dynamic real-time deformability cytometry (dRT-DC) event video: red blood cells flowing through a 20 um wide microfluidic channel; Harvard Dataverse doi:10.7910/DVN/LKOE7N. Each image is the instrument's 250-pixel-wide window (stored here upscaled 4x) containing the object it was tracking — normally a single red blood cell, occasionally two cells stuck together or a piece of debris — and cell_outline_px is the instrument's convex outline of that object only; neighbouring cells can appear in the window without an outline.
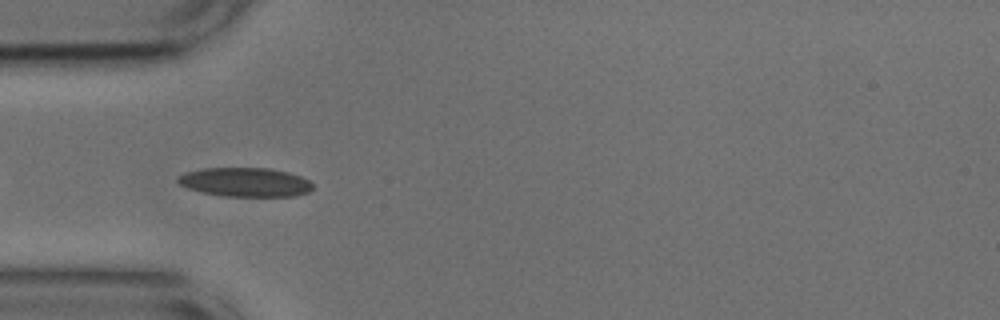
{"species": "common noctule bat (a hibernating species)", "species_latin": "Nyctalus noctula", "temperature_condition": "cold", "stored_images_in_passage": 6, "camera_frame_rate_fps": 3000, "um_per_image_px": 0.085, "animal": {"sex": "male", "body_mass_g": 17.9, "forearm_length_mm": 54.2}, "frame": {"image": 1, "passage_image": 3, "time_ms": 0.667, "image_size_px": [1000, 320], "cell_outline_px": [[312, 188], [308, 192], [296, 196], [224, 196], [204, 192], [188, 188], [180, 184], [176, 180], [176, 176], [184, 172], [204, 168], [268, 168], [288, 172], [300, 176], [308, 180], [312, 184]], "centroid_in_image_um": [20.82, 15.48], "position_along_channel_um": 64.2, "area_um2": 22.77}}